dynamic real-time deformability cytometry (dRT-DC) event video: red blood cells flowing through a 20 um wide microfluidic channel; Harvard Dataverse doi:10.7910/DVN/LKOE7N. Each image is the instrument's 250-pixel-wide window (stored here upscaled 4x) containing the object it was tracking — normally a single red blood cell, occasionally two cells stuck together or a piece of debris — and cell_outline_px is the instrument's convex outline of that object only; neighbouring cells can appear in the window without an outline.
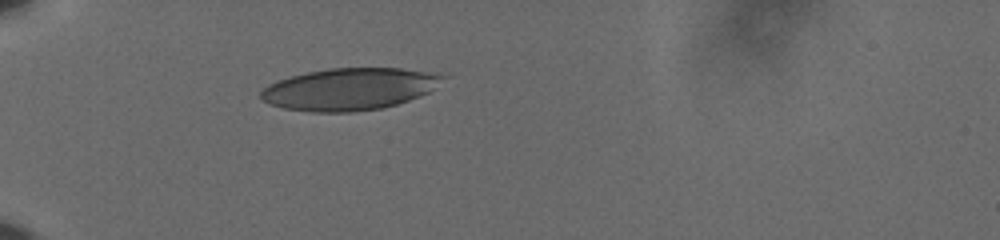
{"species": "human", "species_latin": "Homo sapiens", "temperature_condition": "cold", "stored_images_in_passage": 40, "camera_frame_rate_fps": 3000, "um_per_image_px": 0.085, "donor": {"sex": "male"}, "frame": {"image": 1, "passage_image": 1, "time_ms": 0.0, "image_size_px": [1000, 240], "cell_outline_px": [[452, 76], [428, 92], [420, 96], [396, 104], [380, 108], [352, 112], [312, 112], [284, 108], [268, 104], [260, 100], [260, 92], [268, 84], [276, 80], [288, 76], [328, 68], [400, 68], [428, 72]], "centroid_in_image_um": [29.69, 7.56], "position_along_channel_um": 55.3, "area_um2": 44.85}}
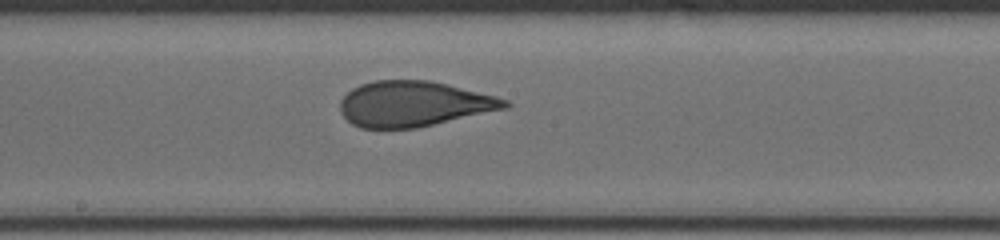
{"frame": {"image": 2, "passage_image": 16, "time_ms": 5.0, "image_size_px": [1000, 240], "cell_outline_px": [[512, 104], [508, 108], [416, 128], [360, 128], [352, 124], [340, 112], [340, 100], [352, 88], [360, 84], [376, 80], [428, 80], [496, 96], [508, 100]], "centroid_in_image_um": [35.16, 8.83], "position_along_channel_um": 213.0, "area_um2": 43.47}}
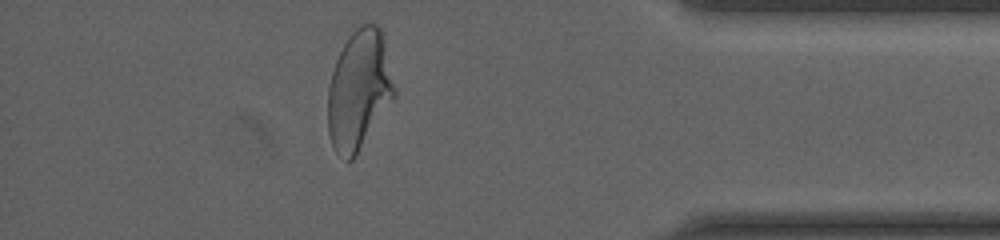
{"frame": {"image": 3, "passage_image": 34, "time_ms": 11.0, "image_size_px": [1000, 240], "cell_outline_px": [[396, 96], [356, 156], [352, 160], [348, 160], [336, 152], [332, 144], [328, 132], [328, 88], [332, 72], [336, 60], [344, 44], [352, 32], [360, 24], [376, 24], [380, 28], [396, 88]], "centroid_in_image_um": [30.52, 7.67], "position_along_channel_um": 404.7, "area_um2": 46.12}, "authors_computed_cell_mechanics": {"area_um2": 44.6216, "velocity_mm_per_s": 3.6305, "shape_relaxation_time_tau1_ms": 6.1634, "shape_relaxation_time_tau2_ms": 0.9351, "deformation_change_tau1": 0.1778, "deformation_change_tau2": 0.0726}}